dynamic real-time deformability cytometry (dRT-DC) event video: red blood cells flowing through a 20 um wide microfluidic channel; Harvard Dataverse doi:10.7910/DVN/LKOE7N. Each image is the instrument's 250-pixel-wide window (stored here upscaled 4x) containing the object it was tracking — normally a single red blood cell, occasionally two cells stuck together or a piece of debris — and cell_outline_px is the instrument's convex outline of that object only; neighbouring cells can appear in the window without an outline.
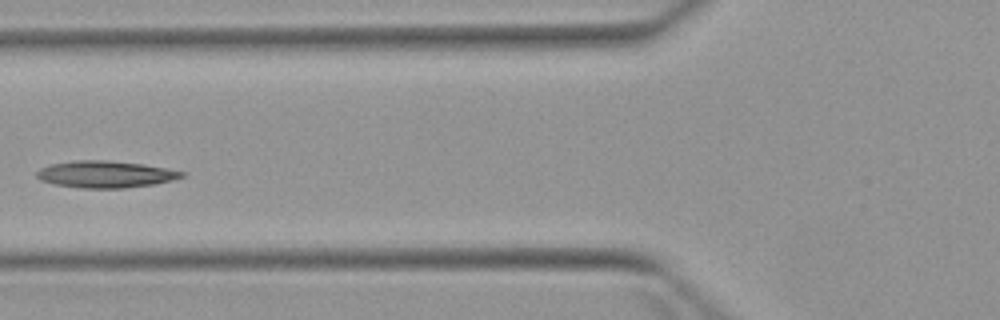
{"species": "Egyptian fruit bat (a non-hibernating species)", "species_latin": "Rousettus aegyptiacus", "temperature_condition": "warm", "stored_images_in_passage": 4, "camera_frame_rate_fps": 3000, "um_per_image_px": 0.085, "animal": {"sex": "female"}, "frame": {"image": 1, "passage_image": 4, "time_ms": 4.667, "image_size_px": [1000, 320], "cell_outline_px": [[184, 176], [172, 180], [156, 184], [124, 188], [80, 188], [56, 184], [40, 180], [36, 176], [36, 172], [40, 168], [52, 164], [76, 160], [108, 160], [144, 164], [184, 172]], "centroid_in_image_um": [8.95, 14.81], "position_along_channel_um": 116.8, "area_um2": 22.6}}